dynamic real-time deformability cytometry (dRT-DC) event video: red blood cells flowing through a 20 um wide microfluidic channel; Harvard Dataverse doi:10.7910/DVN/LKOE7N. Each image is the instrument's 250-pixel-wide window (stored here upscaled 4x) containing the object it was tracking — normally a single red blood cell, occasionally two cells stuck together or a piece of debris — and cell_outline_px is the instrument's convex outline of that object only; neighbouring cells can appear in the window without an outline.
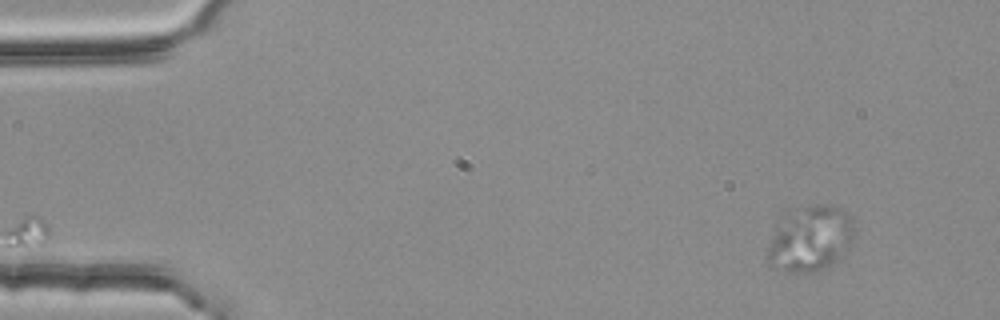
{"species": "common noctule bat (a hibernating species)", "species_latin": "Nyctalus noctula", "temperature_condition": "room temperature", "stored_images_in_passage": 3, "camera_frame_rate_fps": 3000, "um_per_image_px": 0.085, "animal": {"sex": "female", "body_mass_g": 25.1}, "frame": {"image": 1, "passage_image": 1, "time_ms": 0.0, "image_size_px": [1000, 320], "cell_outline_px": [[852, 240], [836, 264], [824, 268], [808, 272], [796, 272], [768, 264], [764, 256], [784, 212], [788, 208], [820, 204], [828, 204], [840, 208], [848, 216], [852, 224]], "centroid_in_image_um": [68.84, 20.26], "position_along_channel_um": 16.2, "area_um2": 32.95}}